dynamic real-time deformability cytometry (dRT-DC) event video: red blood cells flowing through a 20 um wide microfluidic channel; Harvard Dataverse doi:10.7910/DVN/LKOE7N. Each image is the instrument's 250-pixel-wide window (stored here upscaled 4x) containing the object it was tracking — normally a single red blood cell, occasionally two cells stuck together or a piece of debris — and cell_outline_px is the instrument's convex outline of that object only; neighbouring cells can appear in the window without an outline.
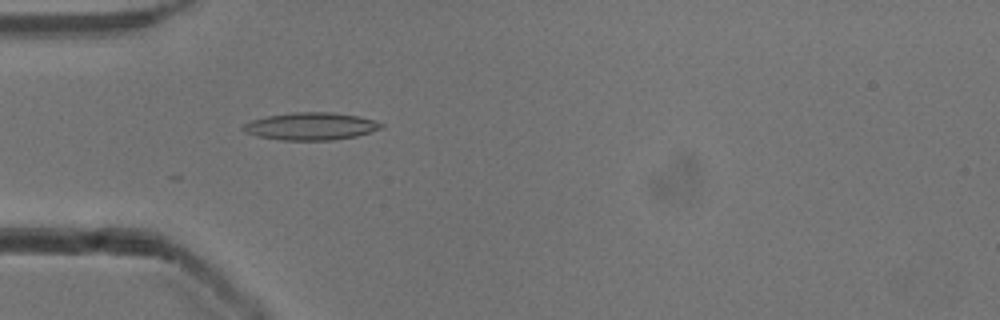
{"species": "common noctule bat (a hibernating species)", "species_latin": "Nyctalus noctula", "temperature_condition": "cold", "stored_images_in_passage": 37, "camera_frame_rate_fps": 3000, "um_per_image_px": 0.085, "animal": {"sex": "male", "body_mass_g": 13.3}, "frame": {"image": 1, "passage_image": 1, "time_ms": 0.0, "image_size_px": [1000, 320], "cell_outline_px": [[384, 128], [356, 136], [332, 140], [280, 140], [256, 136], [244, 132], [240, 128], [244, 124], [252, 120], [268, 116], [292, 112], [332, 112], [360, 116], [384, 124]], "centroid_in_image_um": [26.41, 10.73], "position_along_channel_um": 58.6, "area_um2": 22.2}}
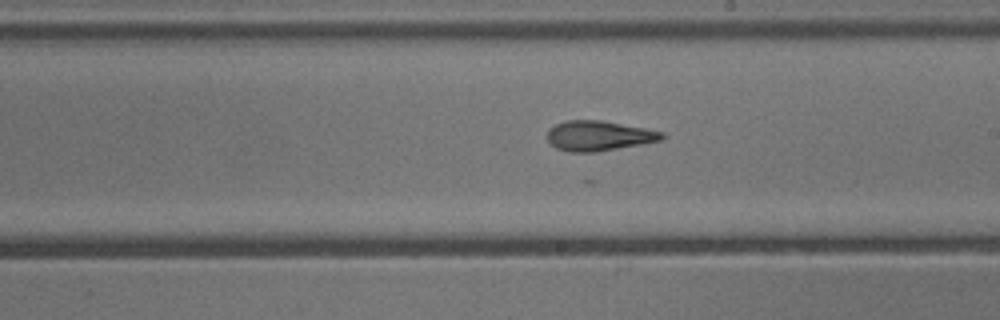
{"frame": {"image": 2, "passage_image": 15, "time_ms": 4.667, "image_size_px": [1000, 320], "cell_outline_px": [[664, 136], [660, 140], [640, 144], [596, 152], [568, 152], [556, 148], [548, 140], [548, 128], [556, 124], [568, 120], [600, 120], [644, 128], [664, 132]], "centroid_in_image_um": [50.86, 11.54], "position_along_channel_um": 238.1, "area_um2": 19.83}}
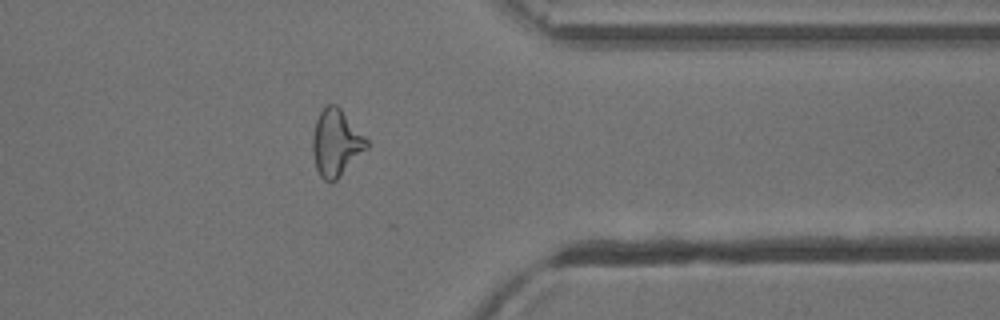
{"frame": {"image": 3, "passage_image": 27, "time_ms": 8.667, "image_size_px": [1000, 320], "cell_outline_px": [[368, 148], [336, 180], [324, 180], [320, 176], [316, 168], [312, 152], [312, 136], [316, 120], [320, 112], [328, 104], [336, 104], [340, 108], [368, 140]], "centroid_in_image_um": [28.55, 12.14], "position_along_channel_um": 382.8, "area_um2": 20.81}, "authors_computed_cell_mechanics": {"area_um2": 19.9988, "velocity_mm_per_s": 3.8959, "shape_relaxation_time_tau1_ms": null, "shape_relaxation_time_tau2_ms": 1.6279, "deformation_change_tau1": null, "deformation_change_tau2": 0.099}}